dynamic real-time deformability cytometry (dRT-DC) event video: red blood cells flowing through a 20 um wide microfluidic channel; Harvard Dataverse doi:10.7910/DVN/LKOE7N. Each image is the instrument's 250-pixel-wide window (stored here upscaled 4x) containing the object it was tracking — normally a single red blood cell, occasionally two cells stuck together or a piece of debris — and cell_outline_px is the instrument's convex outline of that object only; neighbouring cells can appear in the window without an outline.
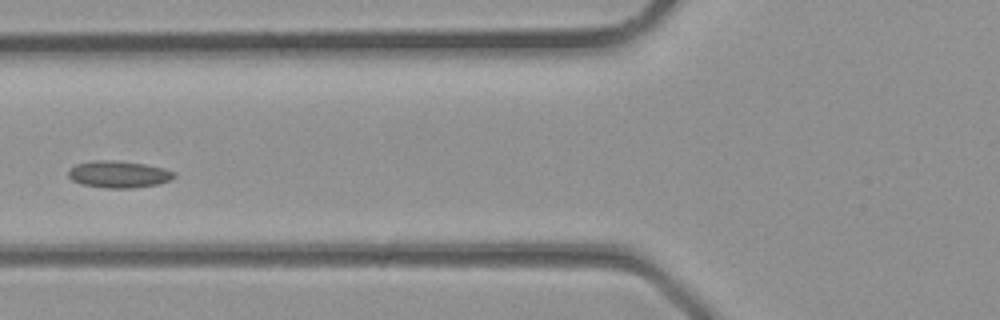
{"species": "common noctule bat (a hibernating species)", "species_latin": "Nyctalus noctula", "temperature_condition": "room temperature", "stored_images_in_passage": 19, "camera_frame_rate_fps": 3000, "um_per_image_px": 0.085, "animal": {"sex": "male", "body_mass_g": 23.1, "forearm_length_mm": 52.7}, "frame": {"image": 1, "passage_image": 4, "time_ms": 1.0, "image_size_px": [1000, 320], "cell_outline_px": [[176, 176], [172, 180], [156, 184], [132, 188], [108, 188], [80, 184], [72, 180], [68, 176], [68, 168], [76, 164], [92, 160], [116, 160], [144, 164], [164, 168], [176, 172]], "centroid_in_image_um": [10.07, 14.81], "position_along_channel_um": 115.7, "area_um2": 16.76}}
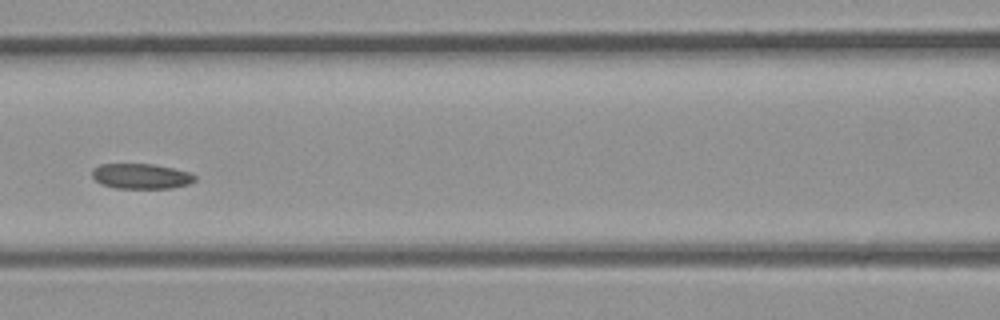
{"frame": {"image": 2, "passage_image": 6, "time_ms": 1.667, "image_size_px": [1000, 320], "cell_outline_px": [[196, 180], [188, 184], [172, 188], [116, 188], [100, 184], [92, 176], [92, 168], [100, 164], [152, 164], [172, 168], [188, 172], [196, 176]], "centroid_in_image_um": [11.97, 14.98], "position_along_channel_um": 154.6, "area_um2": 15.09}}